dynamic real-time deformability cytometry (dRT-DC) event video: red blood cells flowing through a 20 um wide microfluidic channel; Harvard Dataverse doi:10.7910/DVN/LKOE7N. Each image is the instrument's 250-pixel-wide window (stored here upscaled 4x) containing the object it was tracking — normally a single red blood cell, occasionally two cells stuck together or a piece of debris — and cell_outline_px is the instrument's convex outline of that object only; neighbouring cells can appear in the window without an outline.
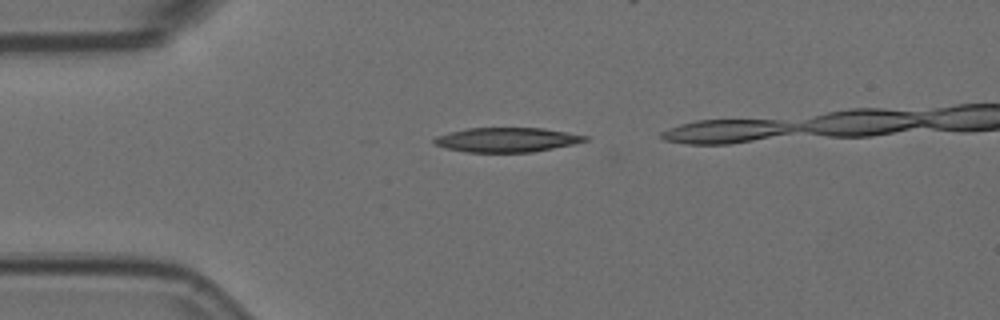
{"species": "Egyptian fruit bat (a non-hibernating species)", "species_latin": "Rousettus aegyptiacus", "temperature_condition": "room temperature", "stored_images_in_passage": 13, "camera_frame_rate_fps": 3000, "um_per_image_px": 0.085, "animal": {"sex": "female"}, "frame": {"image": 1, "passage_image": 1, "time_ms": 0.0, "image_size_px": [1000, 320], "cell_outline_px": [[588, 140], [572, 144], [532, 152], [468, 152], [444, 148], [436, 144], [432, 140], [436, 136], [448, 132], [468, 128], [544, 128], [588, 136]], "centroid_in_image_um": [43.04, 11.88], "position_along_channel_um": 42.0, "area_um2": 21.39}}
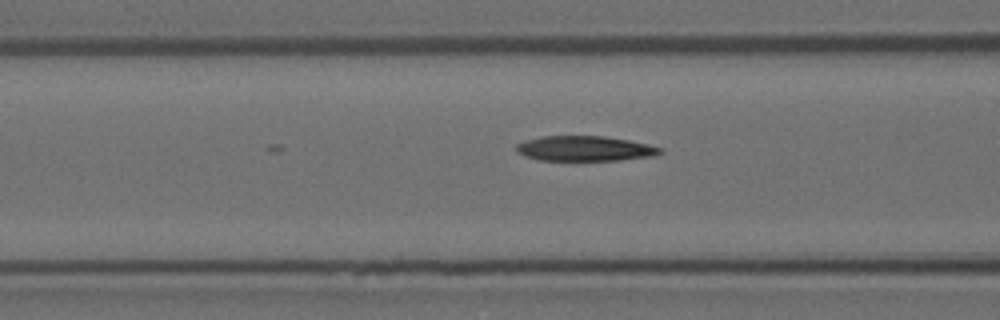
{"frame": {"image": 2, "passage_image": 9, "time_ms": 2.667, "image_size_px": [1000, 320], "cell_outline_px": [[664, 152], [652, 156], [620, 160], [540, 160], [524, 156], [516, 152], [516, 144], [528, 140], [544, 136], [604, 136], [628, 140], [648, 144], [660, 148]], "centroid_in_image_um": [49.7, 12.63], "position_along_channel_um": 116.9, "area_um2": 20.87}}
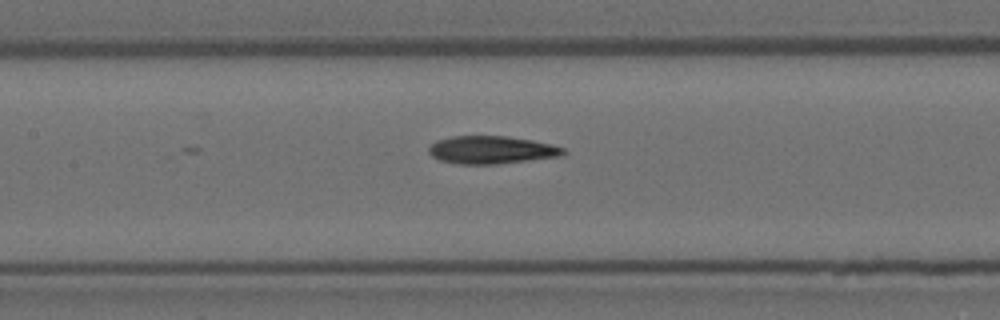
{"frame": {"image": 3, "passage_image": 13, "time_ms": 4.0, "image_size_px": [1000, 320], "cell_outline_px": [[568, 152], [564, 156], [496, 164], [460, 164], [440, 160], [432, 156], [428, 152], [428, 148], [436, 140], [452, 136], [508, 136], [532, 140], [552, 144], [564, 148]], "centroid_in_image_um": [41.82, 12.74], "position_along_channel_um": 165.6, "area_um2": 21.96}}